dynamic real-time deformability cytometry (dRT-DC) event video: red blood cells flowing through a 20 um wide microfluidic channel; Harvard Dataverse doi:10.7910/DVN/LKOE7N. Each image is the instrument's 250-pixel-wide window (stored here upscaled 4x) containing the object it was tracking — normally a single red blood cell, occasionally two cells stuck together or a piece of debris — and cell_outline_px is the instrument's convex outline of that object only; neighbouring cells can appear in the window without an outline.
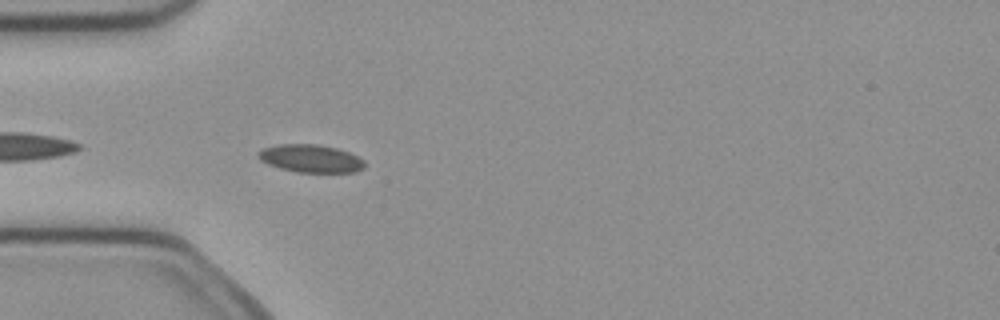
{"species": "common noctule bat (a hibernating species)", "species_latin": "Nyctalus noctula", "temperature_condition": "cold", "stored_images_in_passage": 5, "camera_frame_rate_fps": 3000, "um_per_image_px": 0.085, "animal": {"sex": "female", "body_mass_g": 21.9}, "frame": {"image": 1, "passage_image": 5, "time_ms": 1.333, "image_size_px": [1000, 320], "cell_outline_px": [[364, 168], [356, 172], [296, 172], [280, 168], [268, 164], [260, 160], [256, 156], [256, 152], [264, 148], [280, 144], [316, 144], [336, 148], [348, 152], [364, 160]], "centroid_in_image_um": [26.38, 13.47], "position_along_channel_um": 58.6, "area_um2": 17.22}}